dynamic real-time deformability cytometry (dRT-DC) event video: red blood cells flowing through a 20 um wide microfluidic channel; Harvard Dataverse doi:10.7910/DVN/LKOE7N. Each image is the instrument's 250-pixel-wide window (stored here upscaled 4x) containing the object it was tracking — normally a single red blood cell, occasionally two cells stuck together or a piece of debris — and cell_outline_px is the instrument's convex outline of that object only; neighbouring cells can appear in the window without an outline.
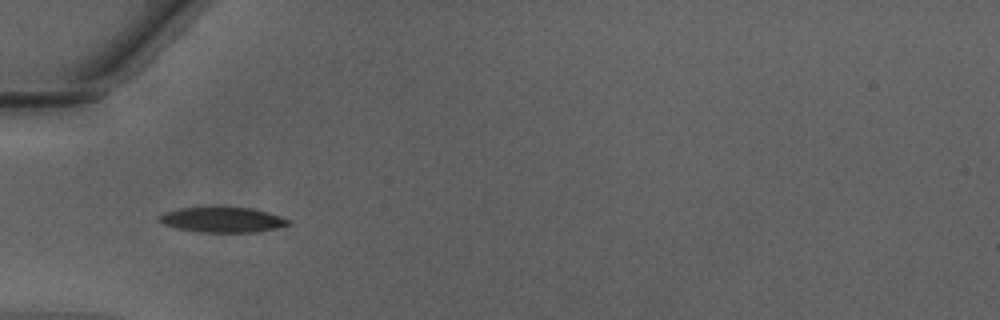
{"species": "Egyptian fruit bat (a non-hibernating species)", "species_latin": "Rousettus aegyptiacus", "temperature_condition": "warm", "stored_images_in_passage": 28, "camera_frame_rate_fps": 3000, "um_per_image_px": 0.085, "animal": {"sex": "male"}, "frame": {"image": 1, "passage_image": 3, "time_ms": 0.667, "image_size_px": [1000, 320], "cell_outline_px": [[292, 224], [280, 228], [256, 232], [200, 232], [180, 228], [164, 224], [156, 220], [164, 212], [180, 208], [212, 204], [252, 208], [268, 212], [292, 220]], "centroid_in_image_um": [18.95, 18.63], "position_along_channel_um": 66.1, "area_um2": 19.88}}
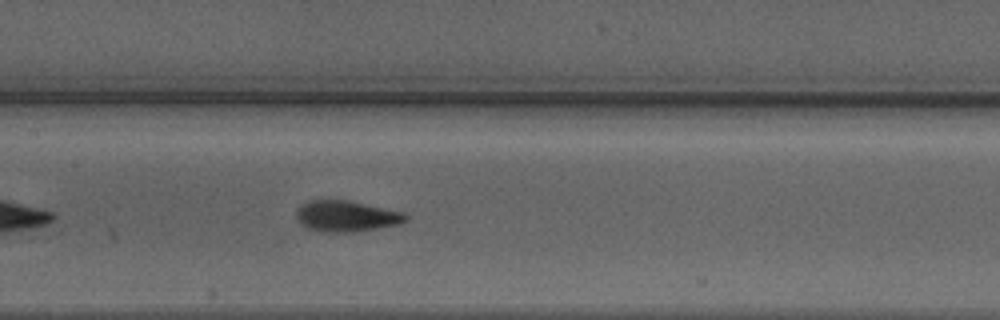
{"frame": {"image": 2, "passage_image": 11, "time_ms": 3.333, "image_size_px": [1000, 320], "cell_outline_px": [[408, 220], [396, 224], [376, 228], [352, 232], [320, 232], [308, 228], [296, 216], [296, 212], [308, 200], [352, 200], [400, 212], [408, 216]], "centroid_in_image_um": [29.44, 18.37], "position_along_channel_um": 178.0, "area_um2": 19.36}}
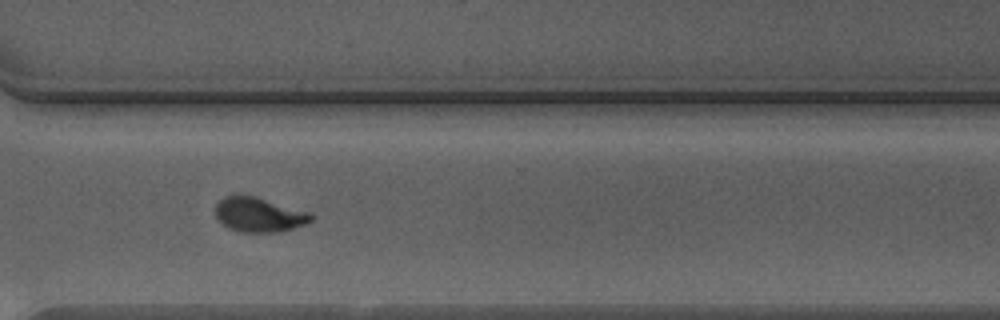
{"frame": {"image": 3, "passage_image": 23, "time_ms": 7.333, "image_size_px": [1000, 320], "cell_outline_px": [[316, 216], [312, 220], [304, 224], [280, 232], [240, 232], [228, 228], [216, 216], [216, 204], [224, 196], [252, 196], [312, 212]], "centroid_in_image_um": [22.06, 18.26], "position_along_channel_um": 348.5, "area_um2": 19.07}, "authors_computed_cell_mechanics": {"area_um2": 19.2763, "velocity_mm_per_s": 4.2796, "shape_relaxation_time_tau1_ms": 2.7609, "shape_relaxation_time_tau2_ms": 0.7058, "deformation_change_tau1": 0.1709, "deformation_change_tau2": 0.076}}